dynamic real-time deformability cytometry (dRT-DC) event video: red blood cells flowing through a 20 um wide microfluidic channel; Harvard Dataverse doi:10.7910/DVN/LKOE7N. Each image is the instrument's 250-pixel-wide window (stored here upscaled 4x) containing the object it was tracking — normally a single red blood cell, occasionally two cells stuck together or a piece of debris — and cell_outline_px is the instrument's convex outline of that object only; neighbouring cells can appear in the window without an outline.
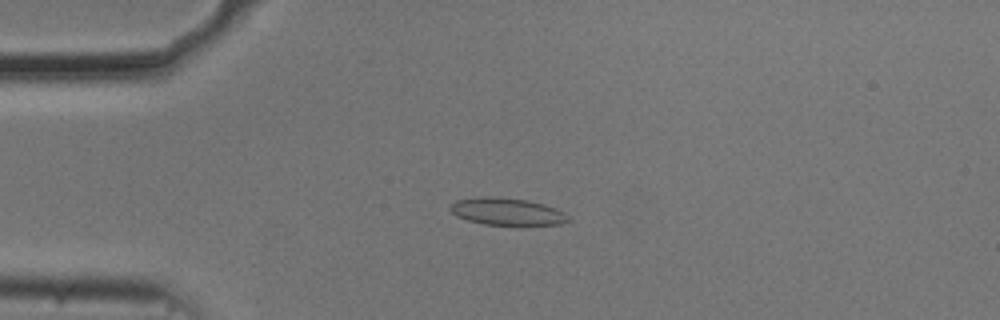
{"species": "common noctule bat (a hibernating species)", "species_latin": "Nyctalus noctula", "temperature_condition": "cold", "stored_images_in_passage": 49, "camera_frame_rate_fps": 3000, "um_per_image_px": 0.085, "animal": {"sex": "male", "body_mass_g": 20.5, "forearm_length_mm": 52.5}, "frame": {"image": 1, "passage_image": 8, "time_ms": 2.333, "image_size_px": [1000, 320], "cell_outline_px": [[568, 220], [560, 224], [484, 224], [468, 220], [456, 216], [448, 208], [456, 200], [480, 196], [492, 196], [524, 200], [544, 204], [556, 208], [564, 212], [568, 216]], "centroid_in_image_um": [43.05, 17.96], "position_along_channel_um": 42.0, "area_um2": 18.38}}
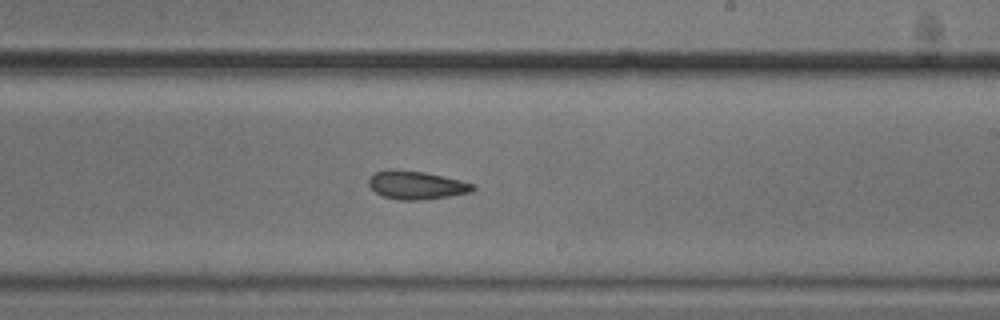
{"frame": {"image": 2, "passage_image": 27, "time_ms": 8.667, "image_size_px": [1000, 320], "cell_outline_px": [[476, 188], [472, 192], [424, 200], [400, 200], [384, 196], [376, 192], [368, 184], [368, 180], [376, 172], [388, 168], [392, 168], [424, 172], [460, 180], [476, 184]], "centroid_in_image_um": [35.41, 15.72], "position_along_channel_um": 253.6, "area_um2": 17.22}}
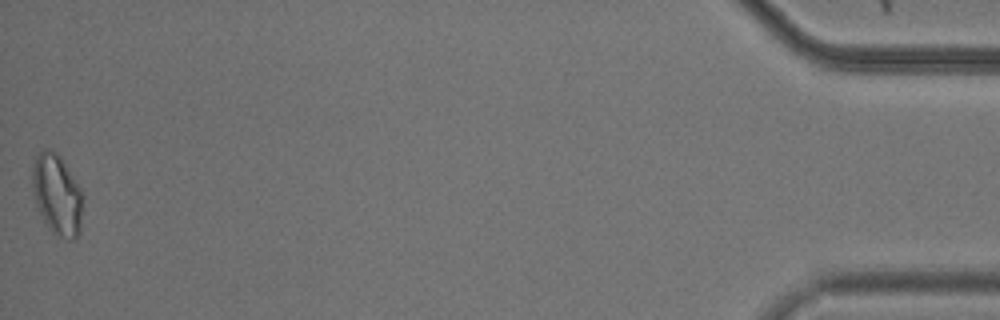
{"frame": {"image": 3, "passage_image": 49, "time_ms": 16.0, "image_size_px": [1000, 320], "cell_outline_px": [[80, 232], [72, 240], [68, 240], [56, 236], [48, 228], [36, 204], [32, 184], [32, 168], [36, 156], [44, 148], [52, 148], [60, 156], [80, 188]], "centroid_in_image_um": [4.81, 16.53], "position_along_channel_um": 430.4, "area_um2": 23.29}, "authors_computed_cell_mechanics": {"area_um2": 17.6868, "velocity_mm_per_s": 3.7146, "shape_relaxation_time_tau1_ms": 7.0638, "shape_relaxation_time_tau2_ms": 5.3386, "deformation_change_tau1": 0.1242, "deformation_change_tau2": 0.1191}}